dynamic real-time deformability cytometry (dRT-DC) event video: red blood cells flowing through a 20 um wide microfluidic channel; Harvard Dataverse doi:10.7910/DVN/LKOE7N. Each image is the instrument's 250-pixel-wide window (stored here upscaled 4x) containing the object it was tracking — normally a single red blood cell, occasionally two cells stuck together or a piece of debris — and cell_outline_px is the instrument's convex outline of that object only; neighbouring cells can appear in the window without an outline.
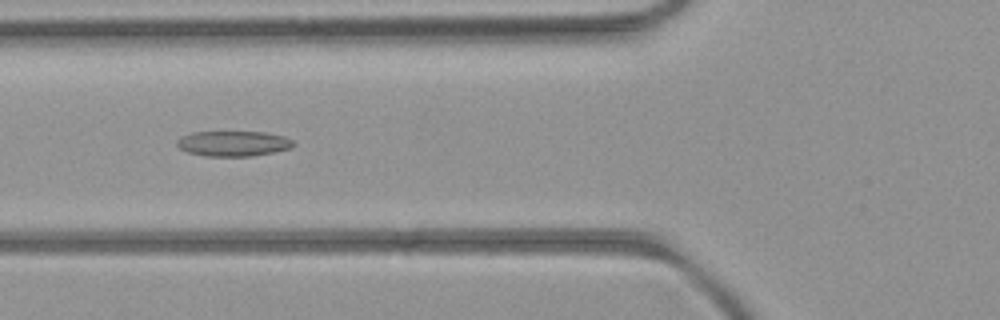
{"species": "common noctule bat (a hibernating species)", "species_latin": "Nyctalus noctula", "temperature_condition": "room temperature", "stored_images_in_passage": 14, "camera_frame_rate_fps": 3000, "um_per_image_px": 0.085, "animal": {"sex": "female", "body_mass_g": 21.9}, "frame": {"image": 1, "passage_image": 8, "time_ms": 2.333, "image_size_px": [1000, 320], "cell_outline_px": [[296, 144], [292, 148], [252, 156], [204, 156], [188, 152], [180, 148], [176, 144], [176, 140], [180, 136], [192, 132], [264, 132], [284, 136], [292, 140]], "centroid_in_image_um": [19.82, 12.2], "position_along_channel_um": 106.0, "area_um2": 17.22}}